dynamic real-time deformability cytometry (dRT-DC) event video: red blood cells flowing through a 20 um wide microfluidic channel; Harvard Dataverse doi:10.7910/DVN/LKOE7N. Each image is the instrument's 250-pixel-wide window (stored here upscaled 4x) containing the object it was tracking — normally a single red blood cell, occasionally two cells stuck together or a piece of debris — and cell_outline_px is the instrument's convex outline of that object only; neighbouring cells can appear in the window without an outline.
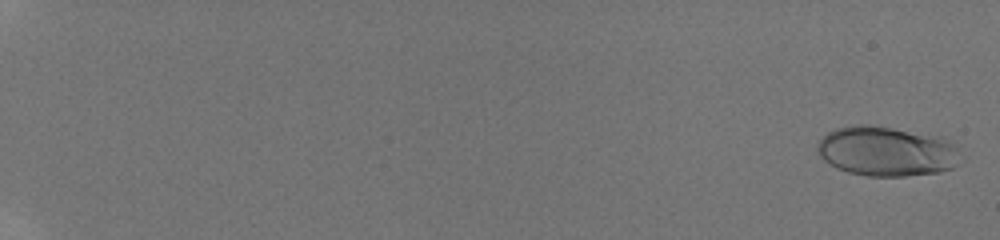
{"species": "human", "species_latin": "Homo sapiens", "temperature_condition": "room temperature", "stored_images_in_passage": 54, "camera_frame_rate_fps": 3000, "um_per_image_px": 0.085, "donor": {"sex": "male"}, "frame": {"image": 1, "passage_image": 2, "time_ms": 0.333, "image_size_px": [1000, 240], "cell_outline_px": [[964, 160], [952, 168], [940, 172], [904, 176], [868, 176], [848, 172], [836, 168], [824, 160], [820, 156], [816, 148], [816, 144], [828, 132], [836, 128], [860, 124], [868, 124], [944, 136], [964, 156]], "centroid_in_image_um": [75.41, 12.86], "position_along_channel_um": 9.6, "area_um2": 42.08}}
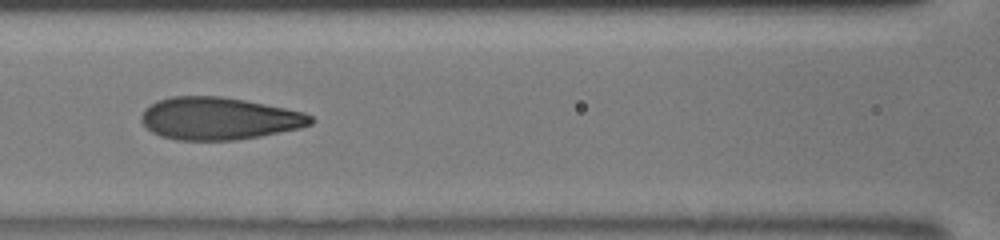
{"frame": {"image": 2, "passage_image": 29, "time_ms": 9.333, "image_size_px": [1000, 240], "cell_outline_px": [[316, 120], [312, 124], [300, 128], [260, 136], [236, 140], [176, 140], [160, 136], [152, 132], [140, 120], [140, 116], [144, 108], [156, 100], [172, 96], [220, 96], [244, 100], [304, 112], [312, 116]], "centroid_in_image_um": [18.59, 10.07], "position_along_channel_um": 148.0, "area_um2": 42.02}}
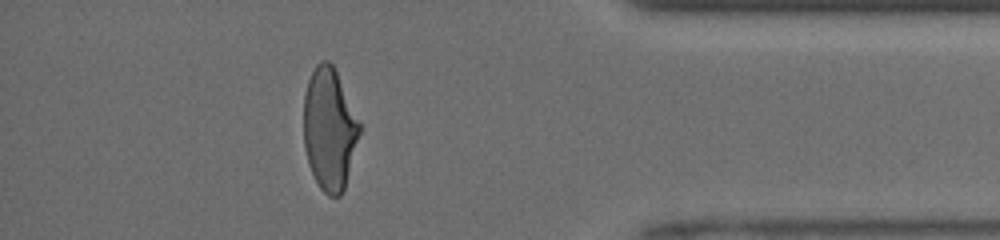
{"frame": {"image": 3, "passage_image": 49, "time_ms": 16.0, "image_size_px": [1000, 240], "cell_outline_px": [[360, 132], [344, 188], [340, 196], [328, 196], [320, 188], [308, 164], [304, 148], [304, 92], [308, 80], [316, 64], [320, 60], [328, 60], [332, 64], [336, 72], [360, 124]], "centroid_in_image_um": [27.97, 10.97], "position_along_channel_um": 407.2, "area_um2": 39.25}, "authors_computed_cell_mechanics": {"area_um2": 40.8935, "velocity_mm_per_s": 4.2227, "shape_relaxation_time_tau1_ms": 4.5366, "shape_relaxation_time_tau2_ms": 0.5971, "deformation_change_tau1": 0.2024, "deformation_change_tau2": 0.0783}}